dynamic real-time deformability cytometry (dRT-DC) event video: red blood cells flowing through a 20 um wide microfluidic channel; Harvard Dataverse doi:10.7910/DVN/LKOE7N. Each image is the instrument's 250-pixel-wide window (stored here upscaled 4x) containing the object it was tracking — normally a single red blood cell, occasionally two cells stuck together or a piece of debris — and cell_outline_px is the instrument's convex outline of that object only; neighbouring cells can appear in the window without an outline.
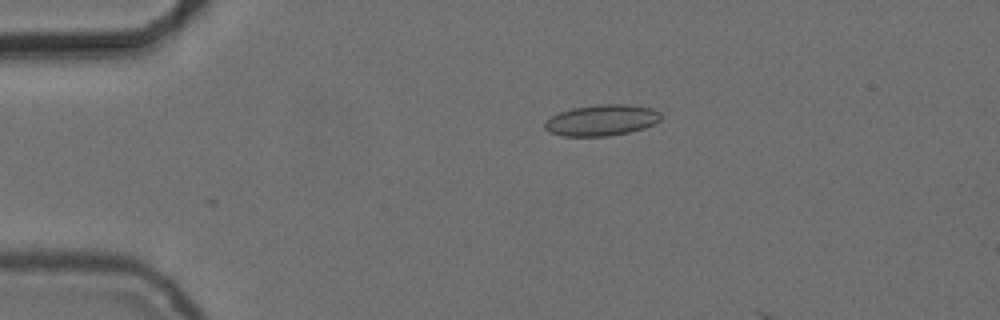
{"species": "common noctule bat (a hibernating species)", "species_latin": "Nyctalus noctula", "temperature_condition": "cold", "stored_images_in_passage": 16, "camera_frame_rate_fps": 3000, "um_per_image_px": 0.085, "animal": {"sex": "female", "body_mass_g": 24.6, "forearm_length_mm": 56.2}, "frame": {"image": 1, "passage_image": 12, "time_ms": 3.667, "image_size_px": [1000, 320], "cell_outline_px": [[664, 116], [660, 120], [644, 128], [628, 132], [608, 136], [560, 136], [548, 132], [544, 128], [544, 120], [560, 112], [572, 108], [596, 104], [628, 104], [652, 108], [660, 112]], "centroid_in_image_um": [51.13, 10.21], "position_along_channel_um": 33.9, "area_um2": 21.27}}